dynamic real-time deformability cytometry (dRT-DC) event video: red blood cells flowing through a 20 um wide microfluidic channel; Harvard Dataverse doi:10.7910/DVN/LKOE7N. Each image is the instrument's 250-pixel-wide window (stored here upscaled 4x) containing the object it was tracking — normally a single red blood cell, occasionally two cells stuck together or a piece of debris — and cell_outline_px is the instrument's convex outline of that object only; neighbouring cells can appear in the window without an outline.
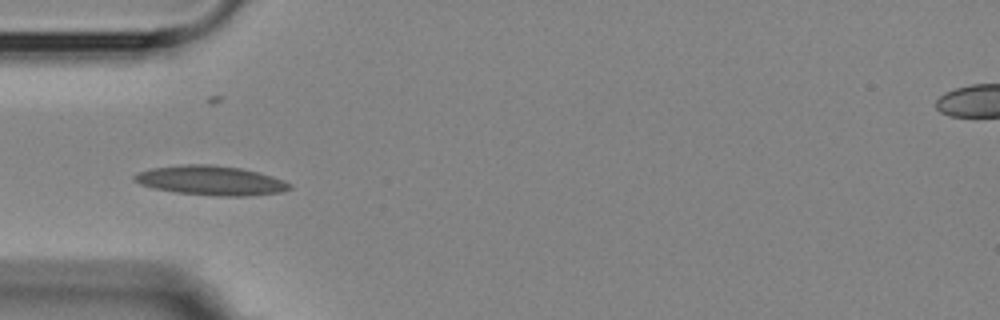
{"species": "Egyptian fruit bat (a non-hibernating species)", "species_latin": "Rousettus aegyptiacus", "temperature_condition": "room temperature", "stored_images_in_passage": 2, "camera_frame_rate_fps": 3000, "um_per_image_px": 0.085, "animal": {"sex": "female"}, "frame": {"image": 1, "passage_image": 2, "time_ms": 3.333, "image_size_px": [1000, 320], "cell_outline_px": [[292, 188], [280, 192], [244, 196], [216, 196], [176, 192], [156, 188], [140, 184], [132, 180], [132, 176], [136, 172], [152, 168], [184, 164], [212, 164], [240, 168], [256, 172], [292, 184]], "centroid_in_image_um": [17.85, 15.34], "position_along_channel_um": 67.2, "area_um2": 26.36}}